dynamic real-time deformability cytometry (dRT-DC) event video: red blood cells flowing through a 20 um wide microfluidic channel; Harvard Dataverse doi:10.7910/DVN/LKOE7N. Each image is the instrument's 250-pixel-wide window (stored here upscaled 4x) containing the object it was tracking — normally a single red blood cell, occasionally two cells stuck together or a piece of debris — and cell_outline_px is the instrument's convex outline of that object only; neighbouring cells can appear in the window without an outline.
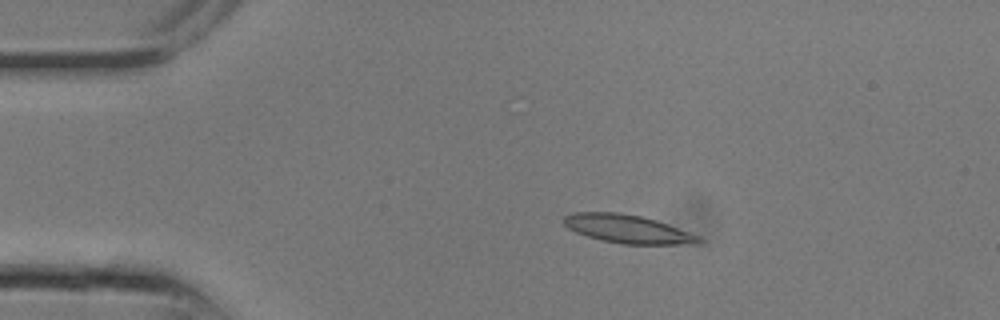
{"species": "common noctule bat (a hibernating species)", "species_latin": "Nyctalus noctula", "temperature_condition": "room temperature", "stored_images_in_passage": 25, "camera_frame_rate_fps": 3000, "um_per_image_px": 0.085, "animal": {"sex": "male", "body_mass_g": 13.3}, "frame": {"image": 1, "passage_image": 5, "time_ms": 1.333, "image_size_px": [1000, 320], "cell_outline_px": [[704, 240], [700, 244], [620, 244], [588, 236], [576, 232], [568, 228], [564, 224], [564, 216], [572, 212], [616, 212], [640, 216], [656, 220], [668, 224], [700, 236]], "centroid_in_image_um": [53.38, 19.46], "position_along_channel_um": 31.6, "area_um2": 22.25}}
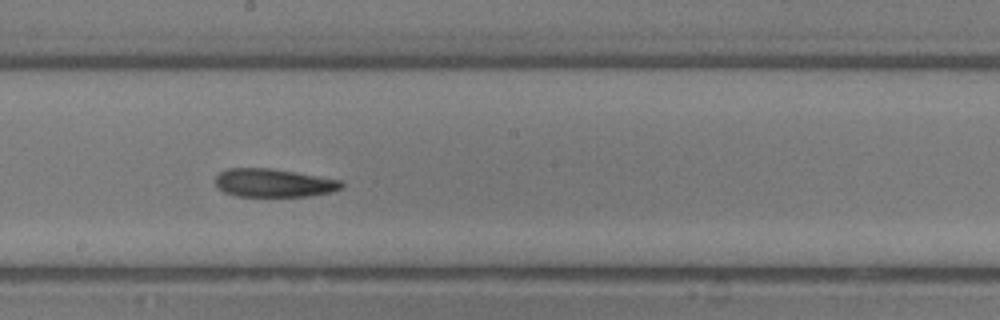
{"frame": {"image": 2, "passage_image": 14, "time_ms": 4.333, "image_size_px": [1000, 320], "cell_outline_px": [[344, 188], [332, 192], [308, 196], [236, 196], [224, 192], [216, 188], [212, 180], [220, 172], [228, 168], [272, 168], [296, 172], [340, 180], [344, 184]], "centroid_in_image_um": [23.22, 15.55], "position_along_channel_um": 225.0, "area_um2": 21.1}}
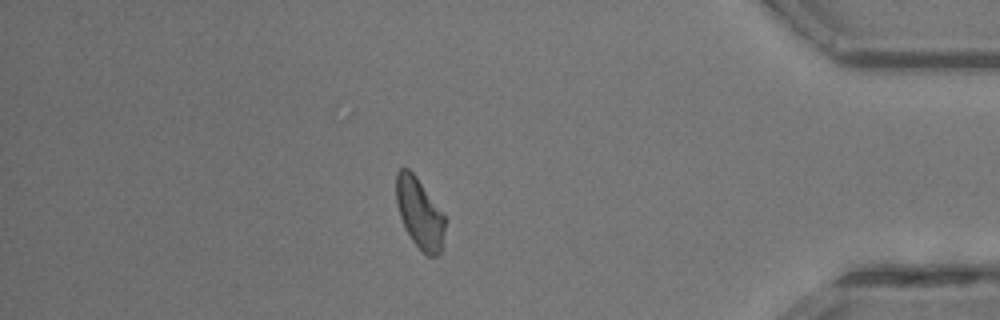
{"frame": {"image": 3, "passage_image": 22, "time_ms": 7.0, "image_size_px": [1000, 320], "cell_outline_px": [[444, 232], [440, 252], [436, 256], [428, 256], [412, 240], [404, 228], [400, 216], [396, 200], [396, 172], [400, 168], [408, 168], [416, 176], [444, 216]], "centroid_in_image_um": [35.63, 18.11], "position_along_channel_um": 399.6, "area_um2": 19.54}}